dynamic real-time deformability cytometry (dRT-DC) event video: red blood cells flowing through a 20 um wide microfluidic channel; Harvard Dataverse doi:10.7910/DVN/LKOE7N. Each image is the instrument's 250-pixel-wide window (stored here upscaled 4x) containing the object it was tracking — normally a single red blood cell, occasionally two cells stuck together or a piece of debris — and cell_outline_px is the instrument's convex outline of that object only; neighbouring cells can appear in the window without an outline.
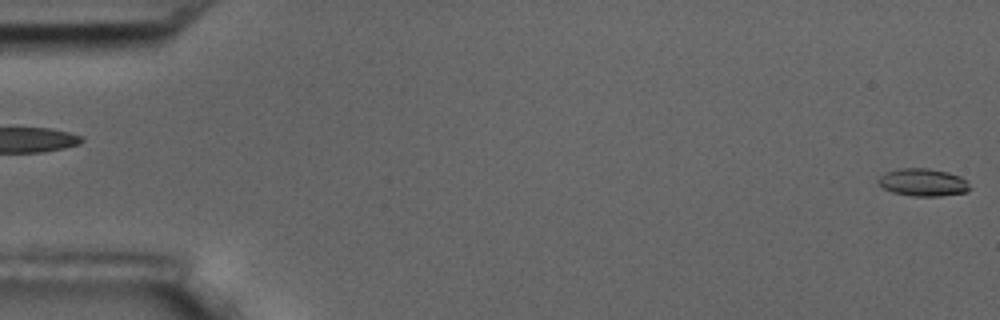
{"species": "common noctule bat (a hibernating species)", "species_latin": "Nyctalus noctula", "temperature_condition": "room temperature", "stored_images_in_passage": 5, "segment_of_instrument_passage": [2, 2], "camera_frame_rate_fps": 3000, "um_per_image_px": 0.085, "animal": {"sex": "male", "body_mass_g": 17.5, "forearm_length_mm": 52.3}, "frame": {"image": 1, "passage_image": 5, "time_ms": 4.667, "image_size_px": [1000, 320], "cell_outline_px": [[972, 188], [968, 192], [940, 196], [912, 196], [892, 192], [884, 188], [876, 180], [884, 172], [900, 168], [928, 168], [948, 172], [960, 176]], "centroid_in_image_um": [78.45, 15.5], "position_along_channel_um": 6.5, "area_um2": 14.8}}